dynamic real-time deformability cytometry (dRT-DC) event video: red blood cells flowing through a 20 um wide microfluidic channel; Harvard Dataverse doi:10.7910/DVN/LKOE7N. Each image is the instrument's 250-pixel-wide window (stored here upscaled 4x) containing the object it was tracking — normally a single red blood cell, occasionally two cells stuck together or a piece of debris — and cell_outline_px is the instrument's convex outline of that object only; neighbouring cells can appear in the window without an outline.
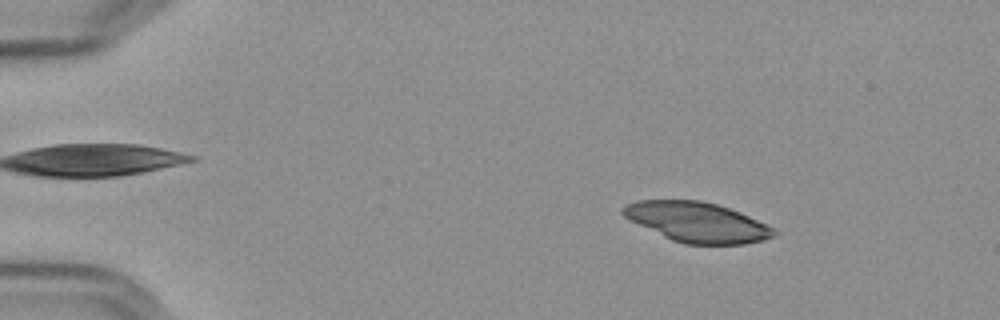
{"species": "Egyptian fruit bat (a non-hibernating species)", "species_latin": "Rousettus aegyptiacus", "temperature_condition": "cold", "stored_images_in_passage": 49, "camera_frame_rate_fps": 3000, "um_per_image_px": 0.085, "frame": {"image": 1, "passage_image": 2, "time_ms": 0.333, "image_size_px": [1000, 320], "cell_outline_px": [[780, 232], [776, 236], [764, 240], [744, 244], [684, 244], [672, 240], [628, 220], [620, 212], [620, 208], [628, 204], [640, 200], [700, 200], [716, 204], [740, 212]], "centroid_in_image_um": [59.24, 18.88], "position_along_channel_um": 25.8, "area_um2": 35.03}}